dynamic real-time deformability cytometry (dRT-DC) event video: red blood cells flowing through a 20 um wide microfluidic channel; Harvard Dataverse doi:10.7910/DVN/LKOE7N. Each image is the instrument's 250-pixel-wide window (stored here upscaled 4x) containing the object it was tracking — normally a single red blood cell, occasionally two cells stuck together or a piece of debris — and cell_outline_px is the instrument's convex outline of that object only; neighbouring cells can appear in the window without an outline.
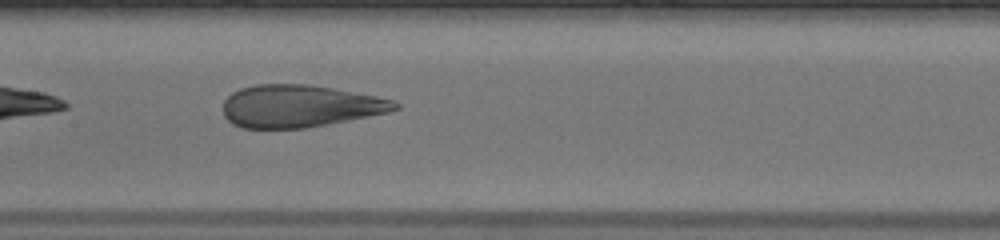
{"species": "human", "species_latin": "Homo sapiens", "temperature_condition": "warm", "stored_images_in_passage": 31, "camera_frame_rate_fps": 3000, "um_per_image_px": 0.085, "donor": {"sex": "male"}, "frame": {"image": 1, "passage_image": 10, "time_ms": 3.0, "image_size_px": [1000, 240], "cell_outline_px": [[400, 108], [388, 112], [348, 120], [304, 128], [244, 128], [232, 124], [224, 116], [224, 100], [232, 92], [240, 88], [256, 84], [308, 84], [332, 88], [376, 96], [392, 100], [400, 104]], "centroid_in_image_um": [25.45, 9.01], "position_along_channel_um": 181.9, "area_um2": 42.19}}